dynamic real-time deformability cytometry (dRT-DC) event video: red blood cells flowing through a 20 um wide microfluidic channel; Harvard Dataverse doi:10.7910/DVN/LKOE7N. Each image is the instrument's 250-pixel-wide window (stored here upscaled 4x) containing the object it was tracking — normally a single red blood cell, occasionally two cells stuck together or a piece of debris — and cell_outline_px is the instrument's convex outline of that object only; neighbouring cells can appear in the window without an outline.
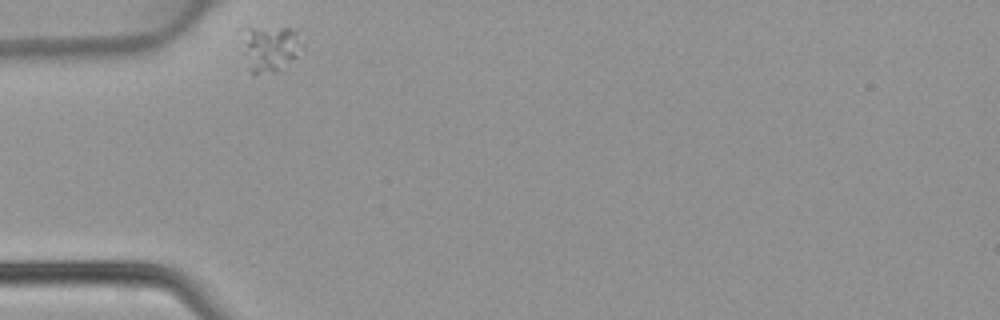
{"species": "common noctule bat (a hibernating species)", "species_latin": "Nyctalus noctula", "temperature_condition": "warm", "stored_images_in_passage": 31, "camera_frame_rate_fps": 3000, "um_per_image_px": 0.085, "animal": {"sex": "female", "body_mass_g": 22.7, "forearm_length_mm": 54.2}, "frame": {"image": 1, "passage_image": 1, "time_ms": 0.0, "image_size_px": [1000, 320], "cell_outline_px": [[304, 48], [296, 56], [276, 72], [252, 72], [248, 68], [244, 52], [248, 28], [292, 28], [296, 32], [304, 44]], "centroid_in_image_um": [23.05, 4.12], "position_along_channel_um": 62.0, "area_um2": 15.37}}
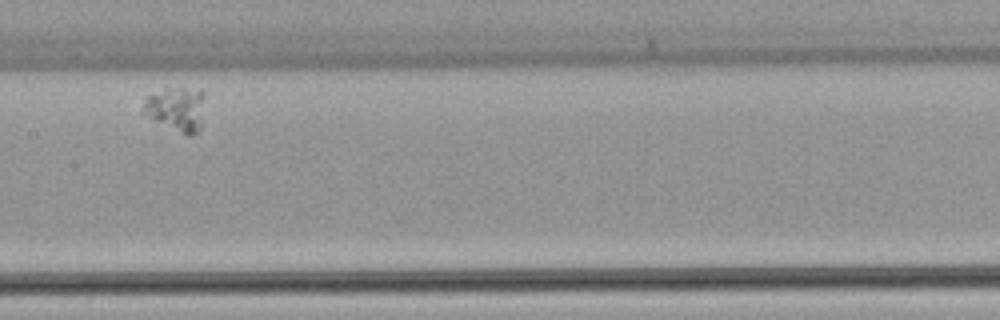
{"frame": {"image": 2, "passage_image": 13, "time_ms": 4.0, "image_size_px": [1000, 320], "cell_outline_px": [[204, 96], [200, 132], [192, 136], [188, 136], [152, 120], [144, 108], [144, 104], [148, 96], [164, 88], [184, 88], [200, 92]], "centroid_in_image_um": [15.03, 9.3], "position_along_channel_um": 192.4, "area_um2": 15.49}}
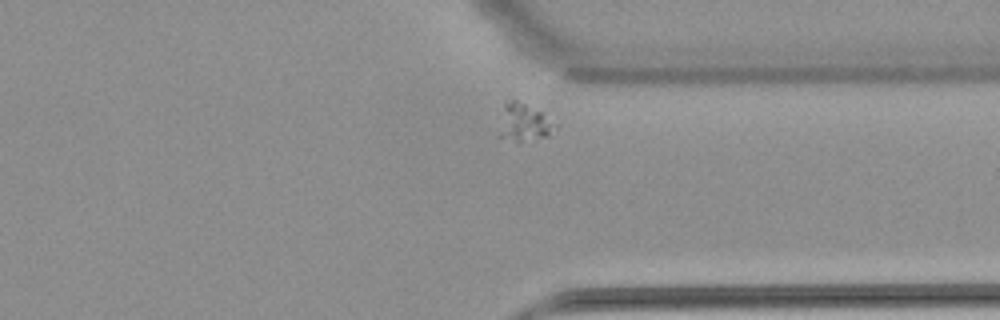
{"frame": {"image": 3, "passage_image": 27, "time_ms": 8.667, "image_size_px": [1000, 320], "cell_outline_px": [[560, 124], [548, 136], [520, 144], [516, 144], [496, 136], [504, 100], [516, 100], [540, 112]], "centroid_in_image_um": [44.49, 10.48], "position_along_channel_um": 366.9, "area_um2": 13.06}}